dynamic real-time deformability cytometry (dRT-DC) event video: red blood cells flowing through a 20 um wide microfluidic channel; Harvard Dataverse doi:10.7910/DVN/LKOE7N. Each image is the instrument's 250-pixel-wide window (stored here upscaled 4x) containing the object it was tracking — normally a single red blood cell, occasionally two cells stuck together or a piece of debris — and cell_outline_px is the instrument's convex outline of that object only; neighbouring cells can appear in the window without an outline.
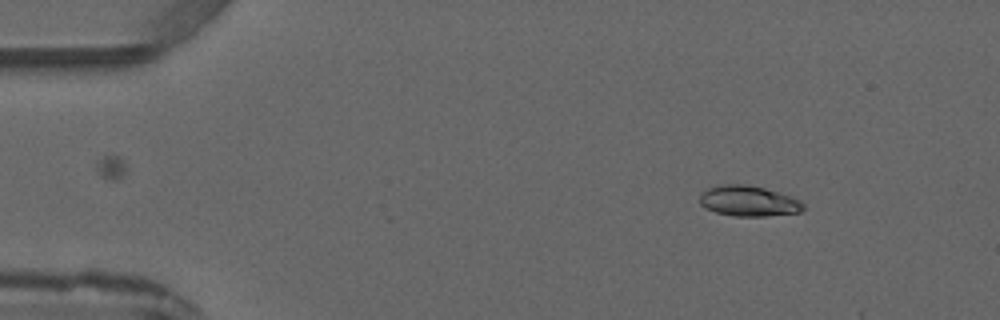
{"species": "common noctule bat (a hibernating species)", "species_latin": "Nyctalus noctula", "temperature_condition": "warm", "stored_images_in_passage": 3, "camera_frame_rate_fps": 3000, "um_per_image_px": 0.085, "animal": {"sex": "male", "forearm_length_mm": 52.5}, "frame": {"image": 1, "passage_image": 1, "time_ms": 0.0, "image_size_px": [1000, 320], "cell_outline_px": [[804, 208], [800, 212], [764, 216], [732, 216], [716, 212], [704, 208], [700, 204], [700, 192], [708, 188], [724, 184], [744, 184], [764, 188], [792, 196], [800, 200], [804, 204]], "centroid_in_image_um": [63.61, 17.09], "position_along_channel_um": 21.4, "area_um2": 18.5}}